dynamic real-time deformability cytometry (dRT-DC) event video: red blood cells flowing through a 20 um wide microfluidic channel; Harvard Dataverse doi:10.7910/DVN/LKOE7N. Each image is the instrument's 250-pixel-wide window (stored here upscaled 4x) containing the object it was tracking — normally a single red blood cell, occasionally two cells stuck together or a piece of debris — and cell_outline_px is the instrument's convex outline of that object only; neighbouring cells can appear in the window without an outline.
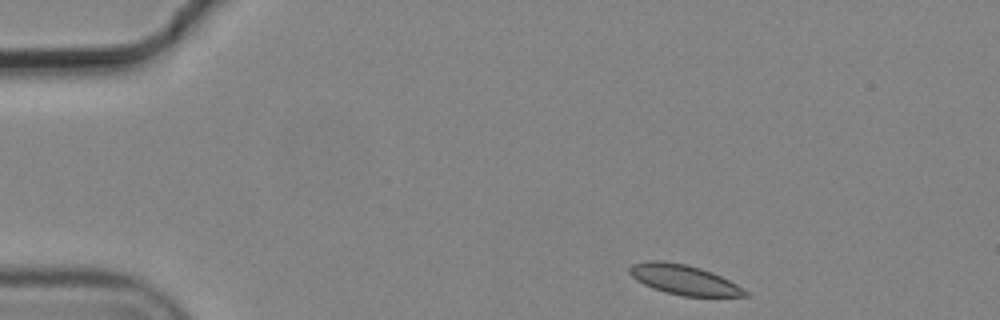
{"species": "common noctule bat (a hibernating species)", "species_latin": "Nyctalus noctula", "temperature_condition": "cold", "stored_images_in_passage": 3, "camera_frame_rate_fps": 3000, "um_per_image_px": 0.085, "animal": {"sex": "male", "body_mass_g": 19.2, "forearm_length_mm": 51.8}, "frame": {"image": 1, "passage_image": 1, "time_ms": 0.0, "image_size_px": [1000, 320], "cell_outline_px": [[748, 296], [684, 296], [664, 292], [652, 288], [636, 280], [628, 272], [628, 268], [632, 264], [644, 260], [660, 260], [684, 264], [700, 268], [712, 272], [744, 288], [748, 292]], "centroid_in_image_um": [58.09, 23.76], "position_along_channel_um": 26.9, "area_um2": 20.11}}